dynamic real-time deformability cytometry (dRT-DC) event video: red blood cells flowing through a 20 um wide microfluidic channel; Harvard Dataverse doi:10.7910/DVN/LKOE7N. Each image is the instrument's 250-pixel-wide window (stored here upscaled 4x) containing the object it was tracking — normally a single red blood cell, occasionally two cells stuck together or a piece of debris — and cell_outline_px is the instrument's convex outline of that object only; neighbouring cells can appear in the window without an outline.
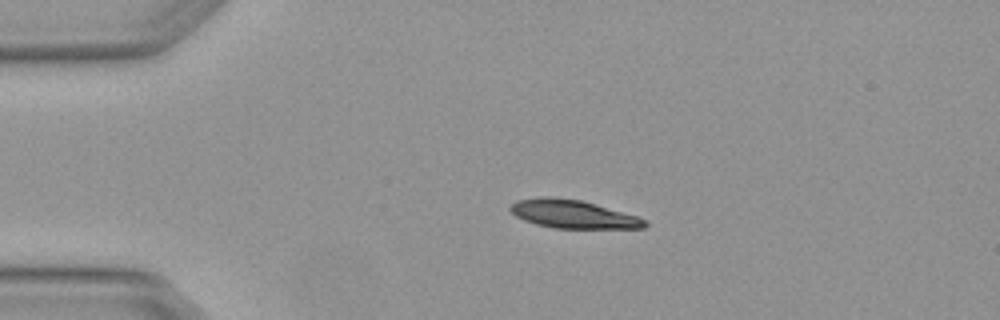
{"species": "Egyptian fruit bat (a non-hibernating species)", "species_latin": "Rousettus aegyptiacus", "temperature_condition": "warm", "stored_images_in_passage": 3, "camera_frame_rate_fps": 3000, "um_per_image_px": 0.085, "animal": {"sex": "female"}, "frame": {"image": 1, "passage_image": 2, "time_ms": 0.333, "image_size_px": [1000, 320], "cell_outline_px": [[648, 224], [644, 228], [556, 228], [536, 224], [524, 220], [516, 216], [508, 208], [516, 200], [540, 196], [552, 196], [580, 200], [636, 216], [644, 220]], "centroid_in_image_um": [48.64, 18.19], "position_along_channel_um": 36.4, "area_um2": 21.91}}